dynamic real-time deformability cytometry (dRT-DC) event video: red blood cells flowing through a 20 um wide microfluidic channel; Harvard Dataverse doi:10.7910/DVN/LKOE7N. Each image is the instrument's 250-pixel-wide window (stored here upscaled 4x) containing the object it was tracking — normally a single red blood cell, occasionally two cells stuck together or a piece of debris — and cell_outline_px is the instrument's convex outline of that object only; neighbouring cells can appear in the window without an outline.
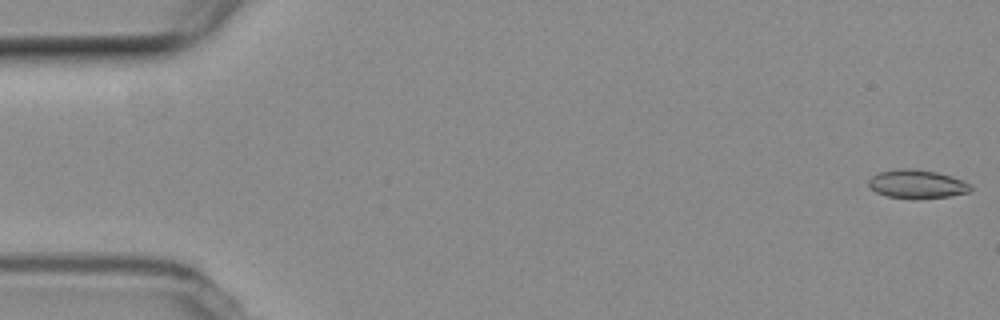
{"species": "common noctule bat (a hibernating species)", "species_latin": "Nyctalus noctula", "temperature_condition": "room temperature", "stored_images_in_passage": 21, "camera_frame_rate_fps": 3000, "um_per_image_px": 0.085, "animal": {"sex": "female", "body_mass_g": 19.3, "forearm_length_mm": 54.1}, "frame": {"image": 1, "passage_image": 1, "time_ms": 0.0, "image_size_px": [1000, 320], "cell_outline_px": [[972, 188], [968, 192], [948, 196], [916, 200], [888, 196], [876, 192], [868, 184], [868, 180], [872, 176], [880, 172], [896, 168], [916, 168], [936, 172], [964, 180], [972, 184]], "centroid_in_image_um": [77.96, 15.64], "position_along_channel_um": 7.0, "area_um2": 17.22}}
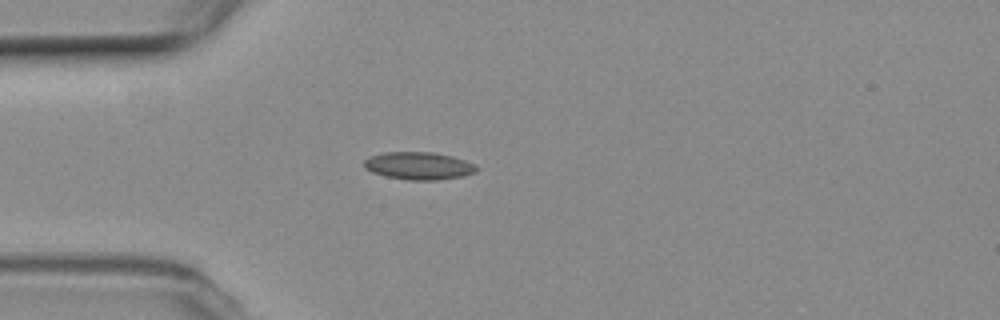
{"frame": {"image": 2, "passage_image": 15, "time_ms": 4.667, "image_size_px": [1000, 320], "cell_outline_px": [[480, 168], [476, 172], [464, 176], [440, 180], [408, 180], [384, 176], [372, 172], [364, 168], [364, 160], [372, 156], [384, 152], [432, 152], [452, 156], [476, 164]], "centroid_in_image_um": [35.63, 14.1], "position_along_channel_um": 49.4, "area_um2": 18.26}}
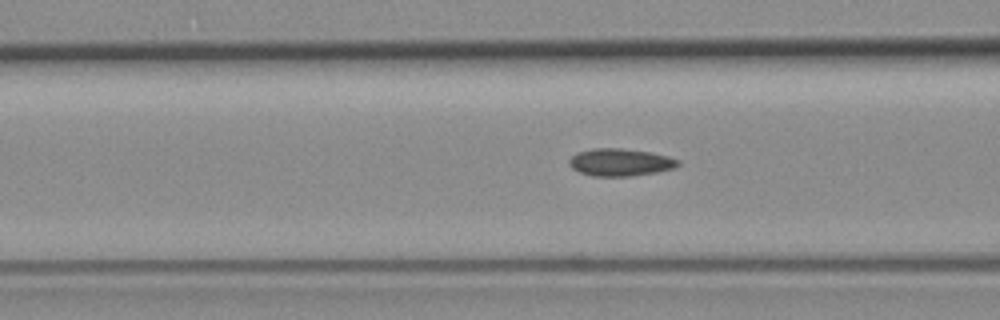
{"frame": {"image": 3, "passage_image": 21, "time_ms": 6.667, "image_size_px": [1000, 320], "cell_outline_px": [[680, 164], [676, 168], [656, 172], [632, 176], [592, 176], [580, 172], [572, 168], [568, 164], [568, 160], [572, 156], [580, 152], [592, 148], [620, 148], [648, 152], [668, 156], [680, 160]], "centroid_in_image_um": [52.73, 13.8], "position_along_channel_um": 113.9, "area_um2": 17.4}}